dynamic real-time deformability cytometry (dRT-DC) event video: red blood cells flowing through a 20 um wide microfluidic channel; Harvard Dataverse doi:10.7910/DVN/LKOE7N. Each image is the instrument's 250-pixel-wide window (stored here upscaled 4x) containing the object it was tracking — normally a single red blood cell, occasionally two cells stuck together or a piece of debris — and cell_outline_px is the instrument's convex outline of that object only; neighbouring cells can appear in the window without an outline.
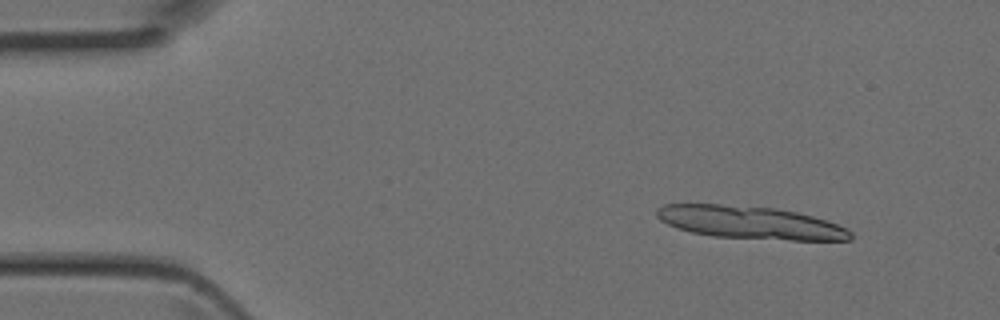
{"species": "Egyptian fruit bat (a non-hibernating species)", "species_latin": "Rousettus aegyptiacus", "temperature_condition": "room temperature", "stored_images_in_passage": 5, "segment_of_instrument_passage": [1, 2], "camera_frame_rate_fps": 3000, "um_per_image_px": 0.085, "animal": {"sex": "female"}, "frame": {"image": 1, "passage_image": 2, "time_ms": 0.333, "image_size_px": [1000, 320], "cell_outline_px": [[852, 240], [792, 240], [712, 236], [692, 232], [676, 228], [660, 220], [656, 216], [656, 208], [664, 204], [720, 204], [772, 208], [796, 212], [812, 216], [836, 224], [852, 232]], "centroid_in_image_um": [63.72, 18.91], "position_along_channel_um": 21.3, "area_um2": 36.7}}